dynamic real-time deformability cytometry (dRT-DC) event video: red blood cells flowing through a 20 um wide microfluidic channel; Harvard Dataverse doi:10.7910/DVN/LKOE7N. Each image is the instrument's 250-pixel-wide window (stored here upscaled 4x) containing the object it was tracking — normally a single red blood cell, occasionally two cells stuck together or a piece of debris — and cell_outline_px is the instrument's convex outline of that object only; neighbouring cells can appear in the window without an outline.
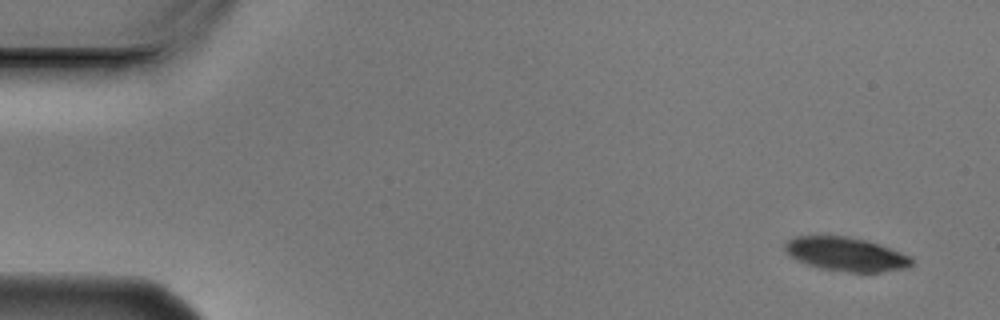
{"species": "Egyptian fruit bat (a non-hibernating species)", "species_latin": "Rousettus aegyptiacus", "temperature_condition": "cold", "stored_images_in_passage": 13, "camera_frame_rate_fps": 3000, "um_per_image_px": 0.085, "animal": {"sex": "male"}, "frame": {"image": 1, "passage_image": 1, "time_ms": 0.0, "image_size_px": [1000, 320], "cell_outline_px": [[916, 264], [904, 268], [880, 272], [848, 272], [820, 268], [796, 260], [788, 256], [784, 248], [784, 244], [788, 240], [796, 236], [848, 236], [868, 240], [880, 244], [900, 252], [908, 256]], "centroid_in_image_um": [71.89, 21.6], "position_along_channel_um": 13.1, "area_um2": 25.03}}
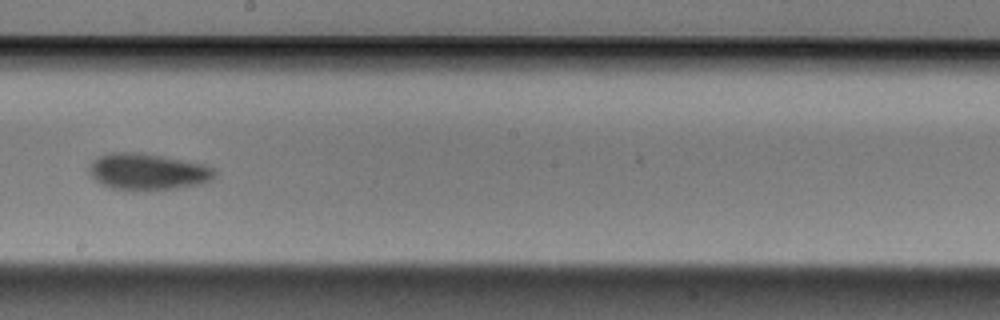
{"frame": {"image": 2, "passage_image": 8, "time_ms": 2.333, "image_size_px": [1000, 320], "cell_outline_px": [[216, 176], [212, 180], [200, 184], [176, 188], [144, 192], [132, 192], [112, 188], [100, 184], [88, 172], [88, 164], [92, 160], [108, 152], [144, 152], [204, 164], [212, 168], [216, 172]], "centroid_in_image_um": [12.52, 14.61], "position_along_channel_um": 235.7, "area_um2": 27.51}}
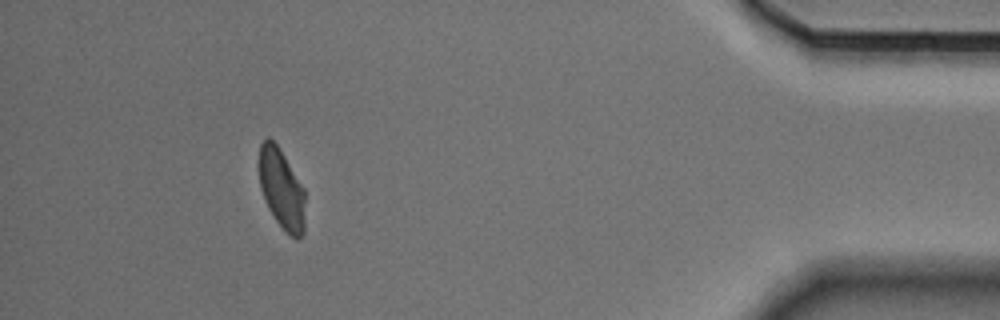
{"frame": {"image": 3, "passage_image": 13, "time_ms": 4.0, "image_size_px": [1000, 320], "cell_outline_px": [[304, 232], [296, 240], [276, 220], [268, 208], [264, 200], [260, 188], [260, 144], [268, 136], [280, 148], [304, 188]], "centroid_in_image_um": [23.94, 16.04], "position_along_channel_um": 411.3, "area_um2": 21.21}}